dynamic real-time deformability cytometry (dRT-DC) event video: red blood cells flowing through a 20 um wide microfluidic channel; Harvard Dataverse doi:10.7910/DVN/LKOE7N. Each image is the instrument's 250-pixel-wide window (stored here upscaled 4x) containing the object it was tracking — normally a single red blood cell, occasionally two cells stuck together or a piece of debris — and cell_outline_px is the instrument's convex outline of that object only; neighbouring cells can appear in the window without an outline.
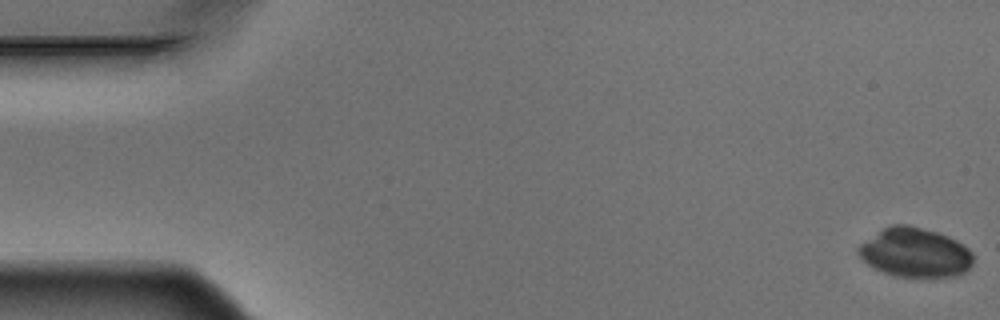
{"species": "Egyptian fruit bat (a non-hibernating species)", "species_latin": "Rousettus aegyptiacus", "temperature_condition": "warm", "stored_images_in_passage": 10, "camera_frame_rate_fps": 3000, "um_per_image_px": 0.085, "animal": {"sex": "male"}, "frame": {"image": 1, "passage_image": 1, "time_ms": 0.0, "image_size_px": [1000, 320], "cell_outline_px": [[972, 264], [964, 272], [956, 276], [896, 276], [884, 272], [868, 264], [856, 252], [856, 248], [860, 244], [884, 228], [896, 224], [904, 224], [936, 232], [948, 236], [964, 244], [972, 252]], "centroid_in_image_um": [77.78, 21.47], "position_along_channel_um": 7.2, "area_um2": 32.43}}
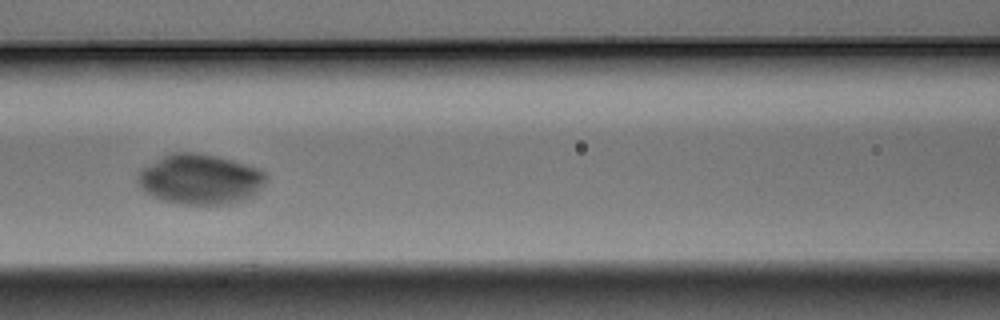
{"frame": {"image": 2, "passage_image": 7, "time_ms": 2.0, "image_size_px": [1000, 320], "cell_outline_px": [[268, 180], [252, 196], [244, 200], [228, 204], [180, 204], [164, 200], [152, 196], [144, 192], [140, 188], [136, 180], [136, 176], [140, 168], [172, 152], [196, 152], [216, 156], [232, 160], [260, 168], [268, 176]], "centroid_in_image_um": [16.99, 15.23], "position_along_channel_um": 149.6, "area_um2": 37.86}}
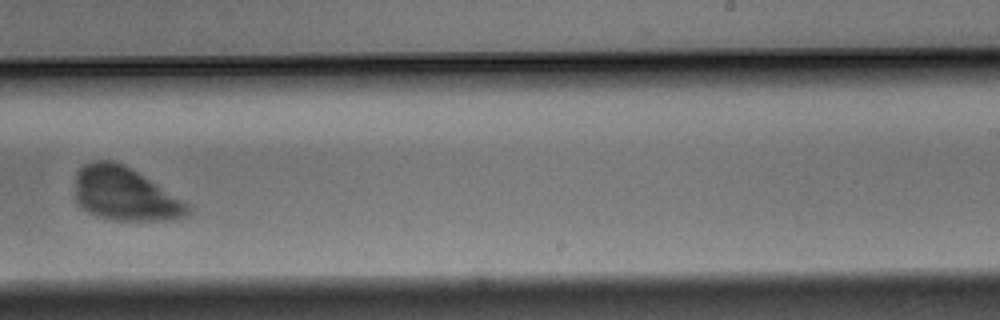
{"frame": {"image": 3, "passage_image": 10, "time_ms": 3.0, "image_size_px": [1000, 320], "cell_outline_px": [[192, 212], [188, 216], [172, 220], [112, 220], [96, 216], [88, 212], [76, 200], [76, 172], [84, 164], [92, 160], [112, 160], [124, 164], [192, 204]], "centroid_in_image_um": [10.68, 16.5], "position_along_channel_um": 278.3, "area_um2": 35.55}}